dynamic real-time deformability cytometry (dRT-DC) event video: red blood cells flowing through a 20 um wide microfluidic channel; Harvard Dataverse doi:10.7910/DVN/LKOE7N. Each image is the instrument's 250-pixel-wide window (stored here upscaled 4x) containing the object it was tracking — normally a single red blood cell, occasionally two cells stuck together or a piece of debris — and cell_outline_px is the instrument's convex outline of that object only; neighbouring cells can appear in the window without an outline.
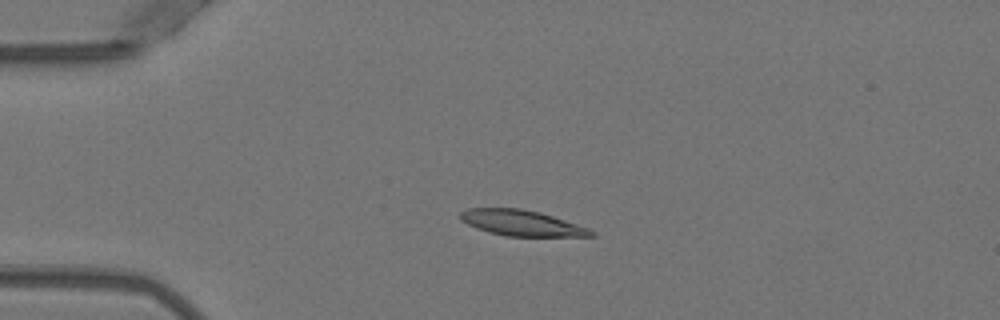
{"species": "Egyptian fruit bat (a non-hibernating species)", "species_latin": "Rousettus aegyptiacus", "temperature_condition": "warm", "stored_images_in_passage": 40, "camera_frame_rate_fps": 3000, "um_per_image_px": 0.085, "animal": {"sex": "female"}, "frame": {"image": 1, "passage_image": 1, "time_ms": 0.0, "image_size_px": [1000, 320], "cell_outline_px": [[596, 236], [504, 236], [488, 232], [476, 228], [460, 220], [460, 212], [468, 208], [520, 208], [540, 212], [588, 228], [596, 232]], "centroid_in_image_um": [44.31, 18.95], "position_along_channel_um": 40.7, "area_um2": 19.54}}
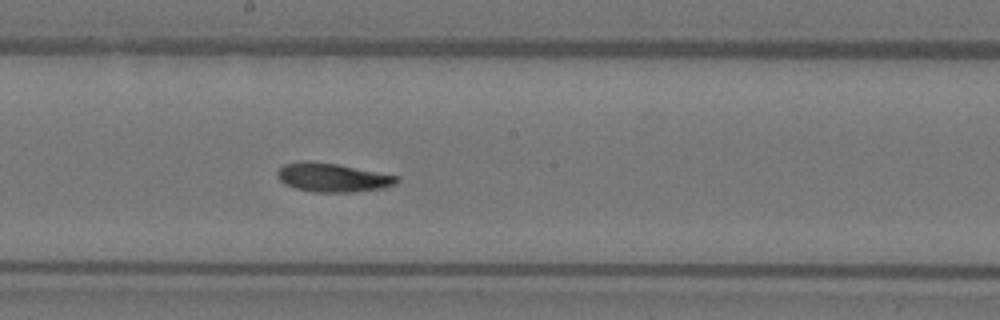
{"frame": {"image": 2, "passage_image": 17, "time_ms": 5.333, "image_size_px": [1000, 320], "cell_outline_px": [[400, 180], [396, 184], [384, 188], [352, 192], [312, 192], [296, 188], [284, 184], [276, 176], [276, 172], [284, 164], [304, 160], [308, 160], [336, 164], [400, 176]], "centroid_in_image_um": [28.27, 15.09], "position_along_channel_um": 219.9, "area_um2": 20.17}}
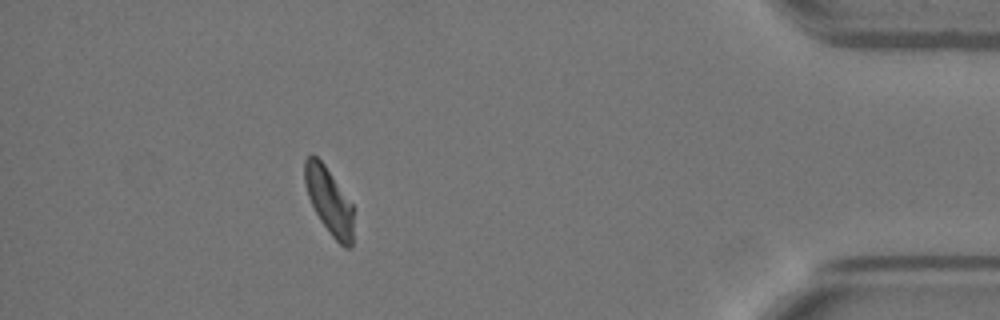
{"frame": {"image": 3, "passage_image": 35, "time_ms": 11.333, "image_size_px": [1000, 320], "cell_outline_px": [[352, 248], [344, 248], [332, 236], [320, 220], [308, 196], [304, 184], [304, 160], [312, 152], [324, 164], [352, 204]], "centroid_in_image_um": [27.94, 17.06], "position_along_channel_um": 407.3, "area_um2": 18.67}, "authors_computed_cell_mechanics": {"area_um2": 19.9699, "velocity_mm_per_s": 3.9403, "shape_relaxation_time_tau1_ms": 4.9355, "shape_relaxation_time_tau2_ms": 10.6919, "deformation_change_tau1": 0.1767, "deformation_change_tau2": 0.143}}